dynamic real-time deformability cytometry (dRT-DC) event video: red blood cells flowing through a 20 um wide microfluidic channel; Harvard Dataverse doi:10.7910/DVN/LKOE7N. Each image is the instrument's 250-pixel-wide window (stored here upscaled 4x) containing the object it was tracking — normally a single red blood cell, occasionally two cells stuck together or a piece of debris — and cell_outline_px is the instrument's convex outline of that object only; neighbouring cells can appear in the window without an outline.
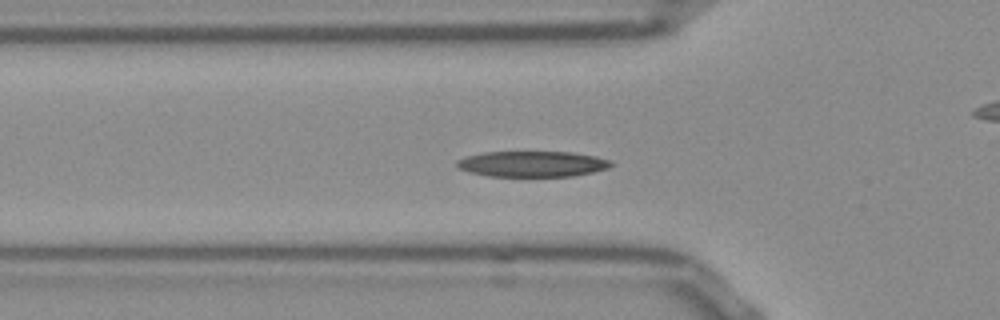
{"species": "Egyptian fruit bat (a non-hibernating species)", "species_latin": "Rousettus aegyptiacus", "temperature_condition": "room temperature", "stored_images_in_passage": 47, "camera_frame_rate_fps": 3000, "um_per_image_px": 0.085, "frame": {"image": 1, "passage_image": 16, "time_ms": 5.0, "image_size_px": [1000, 320], "cell_outline_px": [[612, 164], [608, 168], [592, 172], [572, 176], [488, 176], [472, 172], [460, 168], [456, 164], [456, 160], [464, 156], [484, 152], [572, 152], [596, 156], [612, 160]], "centroid_in_image_um": [45.26, 13.92], "position_along_channel_um": 80.5, "area_um2": 23.06}}
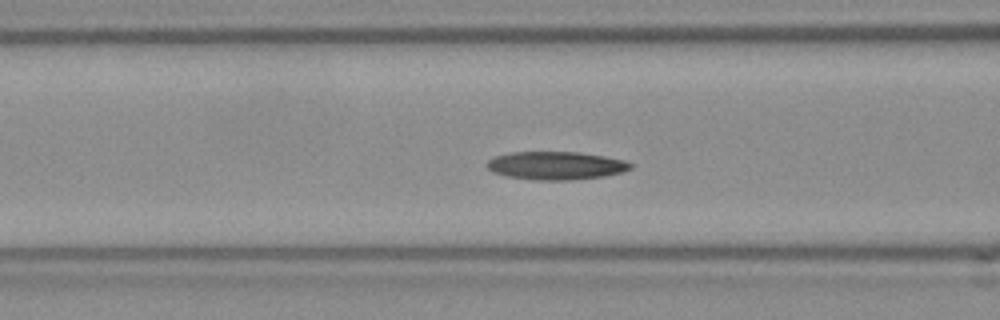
{"frame": {"image": 2, "passage_image": 19, "time_ms": 6.0, "image_size_px": [1000, 320], "cell_outline_px": [[632, 168], [620, 172], [604, 176], [572, 180], [536, 180], [508, 176], [492, 172], [484, 164], [488, 160], [496, 156], [512, 152], [576, 152], [604, 156], [624, 160], [632, 164]], "centroid_in_image_um": [47.23, 14.07], "position_along_channel_um": 119.4, "area_um2": 23.41}}
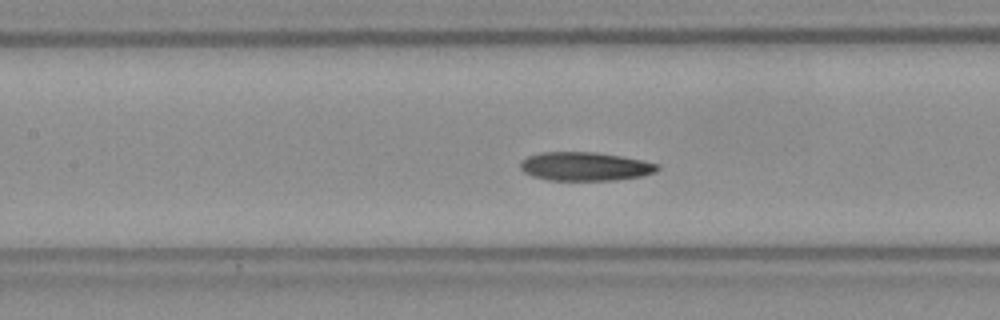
{"frame": {"image": 3, "passage_image": 22, "time_ms": 7.0, "image_size_px": [1000, 320], "cell_outline_px": [[660, 168], [656, 172], [640, 176], [616, 180], [548, 180], [532, 176], [524, 172], [520, 168], [520, 160], [528, 156], [540, 152], [596, 152], [620, 156], [660, 164]], "centroid_in_image_um": [49.71, 14.14], "position_along_channel_um": 157.7, "area_um2": 22.95}, "authors_computed_cell_mechanics": {"area_um2": 22.4264, "velocity_mm_per_s": 3.8027, "shape_relaxation_time_tau1_ms": 3.1421, "shape_relaxation_time_tau2_ms": 3.3627, "deformation_change_tau1": 0.1349, "deformation_change_tau2": 0.096}}